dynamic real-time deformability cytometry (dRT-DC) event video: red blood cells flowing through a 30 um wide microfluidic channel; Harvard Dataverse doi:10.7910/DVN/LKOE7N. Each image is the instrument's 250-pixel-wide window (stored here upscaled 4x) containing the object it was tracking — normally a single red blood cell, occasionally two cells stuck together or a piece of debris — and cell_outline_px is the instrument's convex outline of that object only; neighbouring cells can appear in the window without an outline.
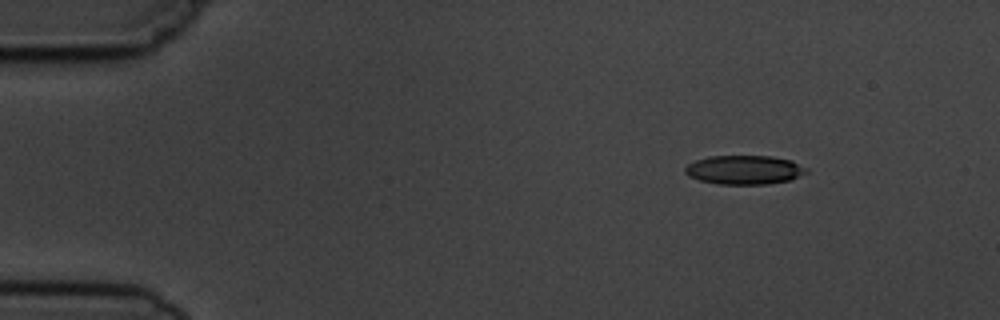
{"species": "common noctule bat (a hibernating species)", "species_latin": "Nyctalus noctula", "temperature_condition": "cold", "stored_images_in_passage": 5, "camera_frame_rate_fps": 3000, "um_per_image_px": 0.085, "animal": {"sex": "male", "body_mass_g": 19.5, "forearm_length_mm": 54.6}, "frame": {"image": 1, "passage_image": 1, "time_ms": 0.0, "image_size_px": [1000, 320], "cell_outline_px": [[808, 172], [788, 180], [768, 184], [720, 184], [700, 180], [688, 176], [684, 172], [684, 168], [688, 164], [696, 160], [708, 156], [772, 156], [792, 160], [808, 168]], "centroid_in_image_um": [63.27, 14.43], "position_along_channel_um": 21.7, "area_um2": 20.52}}
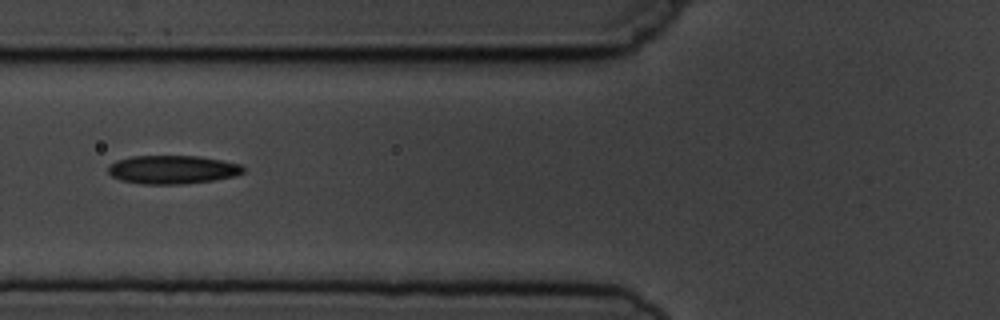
{"frame": {"image": 2, "passage_image": 5, "time_ms": 4.667, "image_size_px": [1000, 320], "cell_outline_px": [[244, 172], [236, 176], [212, 180], [184, 184], [144, 184], [120, 180], [112, 176], [108, 172], [108, 164], [116, 160], [132, 156], [196, 156], [220, 160], [240, 164], [244, 168]], "centroid_in_image_um": [14.63, 14.41], "position_along_channel_um": 111.2, "area_um2": 22.43}}